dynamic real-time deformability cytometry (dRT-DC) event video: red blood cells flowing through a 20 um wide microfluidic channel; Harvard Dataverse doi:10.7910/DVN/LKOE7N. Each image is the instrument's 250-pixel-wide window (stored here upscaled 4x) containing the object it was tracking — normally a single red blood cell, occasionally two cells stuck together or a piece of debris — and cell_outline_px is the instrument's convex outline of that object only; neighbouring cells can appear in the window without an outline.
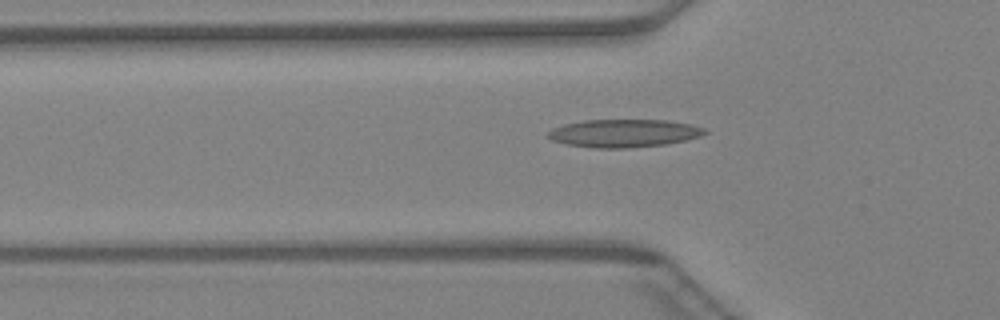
{"species": "Egyptian fruit bat (a non-hibernating species)", "species_latin": "Rousettus aegyptiacus", "temperature_condition": "warm", "stored_images_in_passage": 27, "camera_frame_rate_fps": 3000, "um_per_image_px": 0.085, "animal": {"sex": "female"}, "frame": {"image": 1, "passage_image": 2, "time_ms": 0.333, "image_size_px": [1000, 320], "cell_outline_px": [[708, 132], [700, 136], [684, 140], [664, 144], [628, 148], [592, 148], [568, 144], [552, 140], [544, 136], [544, 132], [552, 128], [564, 124], [584, 120], [668, 120], [692, 124], [704, 128]], "centroid_in_image_um": [52.97, 11.32], "position_along_channel_um": 72.8, "area_um2": 25.66}}
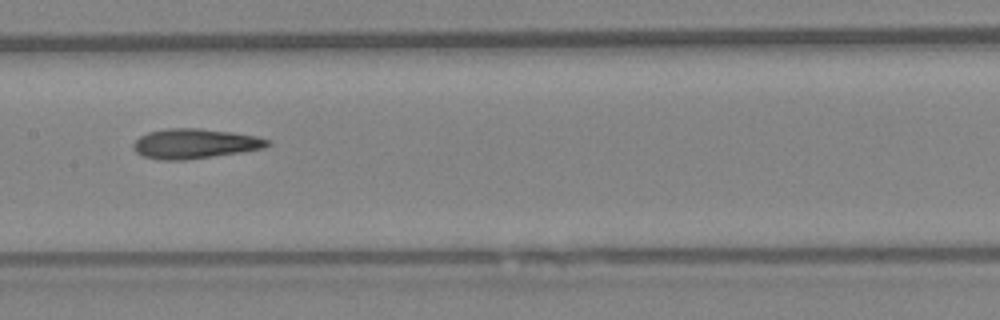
{"frame": {"image": 2, "passage_image": 10, "time_ms": 3.0, "image_size_px": [1000, 320], "cell_outline_px": [[272, 144], [260, 148], [240, 152], [184, 160], [160, 160], [144, 156], [136, 152], [132, 148], [132, 144], [140, 136], [148, 132], [168, 128], [200, 128], [232, 132], [256, 136], [272, 140]], "centroid_in_image_um": [16.54, 12.2], "position_along_channel_um": 190.9, "area_um2": 23.24}}
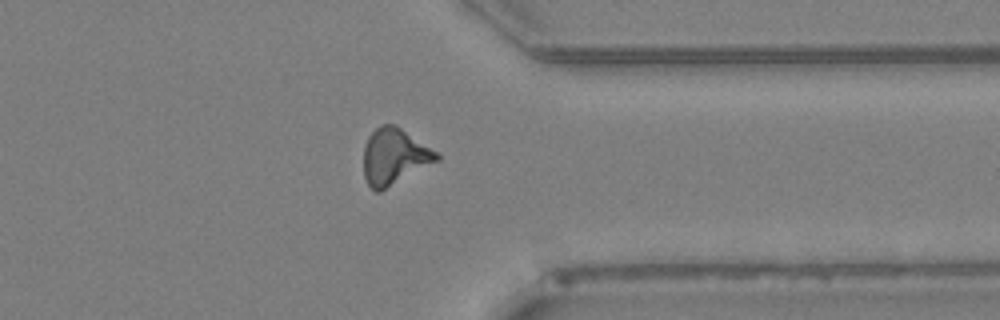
{"frame": {"image": 3, "passage_image": 23, "time_ms": 7.333, "image_size_px": [1000, 320], "cell_outline_px": [[440, 160], [380, 192], [376, 192], [368, 184], [364, 176], [364, 144], [368, 136], [380, 124], [396, 124], [436, 152], [440, 156]], "centroid_in_image_um": [33.5, 13.31], "position_along_channel_um": 377.9, "area_um2": 23.93}}